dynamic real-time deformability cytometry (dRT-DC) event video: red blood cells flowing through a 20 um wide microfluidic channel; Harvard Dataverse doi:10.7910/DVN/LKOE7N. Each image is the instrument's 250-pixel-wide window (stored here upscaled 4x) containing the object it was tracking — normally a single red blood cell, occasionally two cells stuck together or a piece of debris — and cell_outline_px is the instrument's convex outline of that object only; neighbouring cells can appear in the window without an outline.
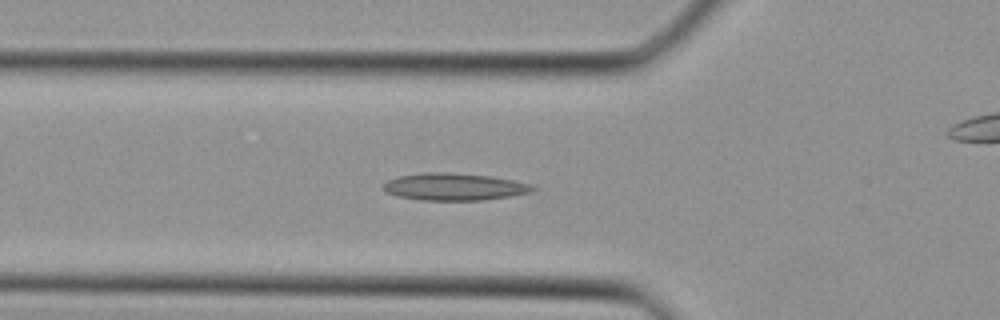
{"species": "Egyptian fruit bat (a non-hibernating species)", "species_latin": "Rousettus aegyptiacus", "temperature_condition": "cold", "stored_images_in_passage": 35, "camera_frame_rate_fps": 3000, "um_per_image_px": 0.085, "animal": {"sex": "female"}, "frame": {"image": 1, "passage_image": 9, "time_ms": 2.667, "image_size_px": [1000, 320], "cell_outline_px": [[536, 188], [532, 192], [508, 196], [480, 200], [420, 200], [396, 196], [380, 188], [388, 180], [396, 176], [424, 172], [444, 172], [488, 176], [512, 180], [528, 184]], "centroid_in_image_um": [38.53, 15.87], "position_along_channel_um": 87.3, "area_um2": 23.47}}
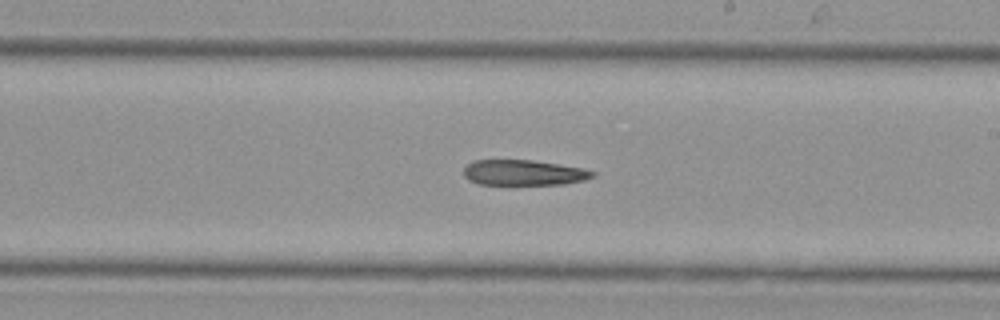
{"frame": {"image": 2, "passage_image": 18, "time_ms": 5.667, "image_size_px": [1000, 320], "cell_outline_px": [[596, 176], [584, 180], [564, 184], [516, 188], [480, 184], [468, 180], [464, 176], [464, 168], [472, 160], [532, 160], [584, 168], [596, 172]], "centroid_in_image_um": [44.51, 14.73], "position_along_channel_um": 244.5, "area_um2": 20.35}}
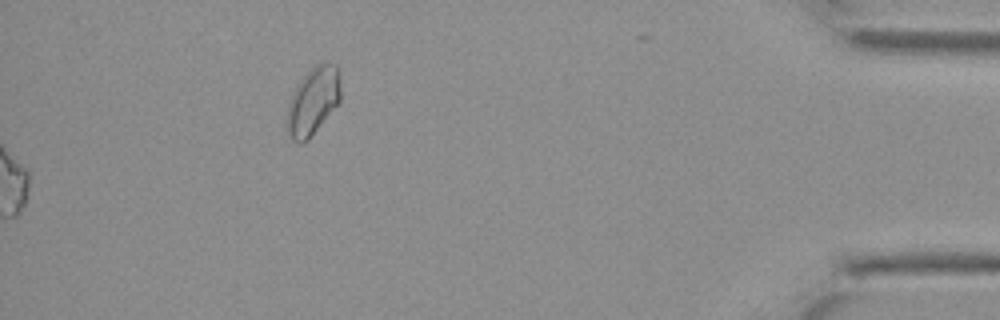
{"frame": {"image": 3, "passage_image": 35, "time_ms": 11.333, "image_size_px": [1000, 320], "cell_outline_px": [[340, 100], [308, 140], [300, 144], [292, 140], [288, 132], [288, 108], [292, 96], [300, 80], [316, 64], [336, 64], [340, 72]], "centroid_in_image_um": [26.63, 8.59], "position_along_channel_um": 408.6, "area_um2": 20.52}}